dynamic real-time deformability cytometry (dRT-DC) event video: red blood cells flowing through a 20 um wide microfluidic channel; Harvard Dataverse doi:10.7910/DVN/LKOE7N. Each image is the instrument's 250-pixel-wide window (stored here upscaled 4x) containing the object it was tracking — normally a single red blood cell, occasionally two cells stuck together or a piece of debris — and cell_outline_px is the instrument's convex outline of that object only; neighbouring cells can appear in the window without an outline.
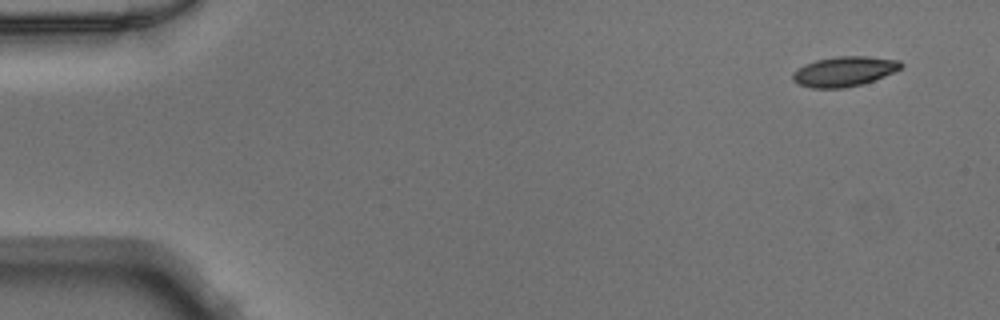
{"species": "Egyptian fruit bat (a non-hibernating species)", "species_latin": "Rousettus aegyptiacus", "temperature_condition": "warm", "stored_images_in_passage": 48, "camera_frame_rate_fps": 3000, "um_per_image_px": 0.085, "animal": {"sex": "male"}, "frame": {"image": 1, "passage_image": 1, "time_ms": 0.0, "image_size_px": [1000, 320], "cell_outline_px": [[904, 64], [900, 68], [884, 76], [864, 84], [844, 88], [812, 88], [800, 84], [792, 80], [792, 72], [804, 64], [816, 60], [836, 56], [868, 56], [900, 60]], "centroid_in_image_um": [71.75, 6.07], "position_along_channel_um": 13.3, "area_um2": 18.96}}
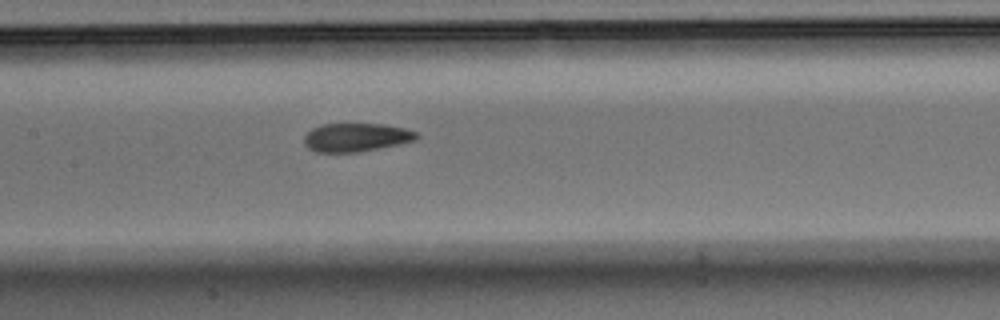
{"frame": {"image": 2, "passage_image": 22, "time_ms": 7.0, "image_size_px": [1000, 320], "cell_outline_px": [[420, 136], [416, 140], [400, 144], [360, 152], [316, 152], [308, 148], [304, 144], [304, 136], [312, 128], [320, 124], [384, 124], [404, 128], [416, 132]], "centroid_in_image_um": [30.27, 11.68], "position_along_channel_um": 177.1, "area_um2": 18.79}}
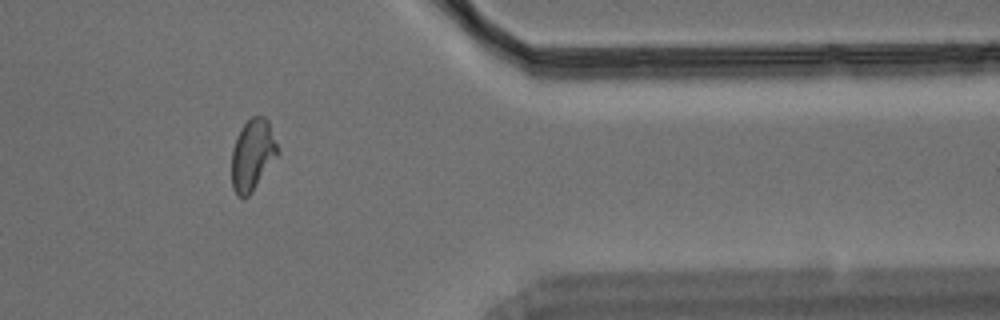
{"frame": {"image": 3, "passage_image": 39, "time_ms": 12.667, "image_size_px": [1000, 320], "cell_outline_px": [[280, 152], [252, 192], [248, 196], [236, 196], [232, 188], [232, 148], [236, 136], [240, 128], [252, 116], [264, 116], [268, 120]], "centroid_in_image_um": [21.46, 13.15], "position_along_channel_um": 389.9, "area_um2": 19.19}}